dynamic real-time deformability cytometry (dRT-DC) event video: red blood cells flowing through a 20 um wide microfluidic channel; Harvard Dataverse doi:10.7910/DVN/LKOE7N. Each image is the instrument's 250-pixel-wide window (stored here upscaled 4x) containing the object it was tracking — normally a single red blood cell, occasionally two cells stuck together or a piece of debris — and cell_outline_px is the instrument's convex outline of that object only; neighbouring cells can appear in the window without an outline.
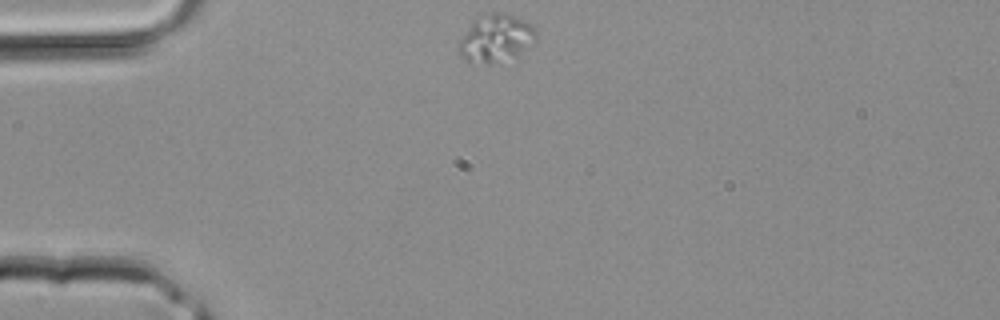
{"species": "common noctule bat (a hibernating species)", "species_latin": "Nyctalus noctula", "temperature_condition": "room temperature", "stored_images_in_passage": 31, "camera_frame_rate_fps": 3000, "um_per_image_px": 0.085, "animal": {"sex": "male", "body_mass_g": 20.4}, "frame": {"image": 1, "passage_image": 1, "time_ms": 0.0, "image_size_px": [1000, 320], "cell_outline_px": [[536, 40], [516, 56], [488, 64], [468, 64], [460, 56], [456, 44], [472, 20], [476, 16], [492, 12], [508, 12], [528, 24], [536, 32]], "centroid_in_image_um": [42.05, 3.26], "position_along_channel_um": 43.0, "area_um2": 21.79}}
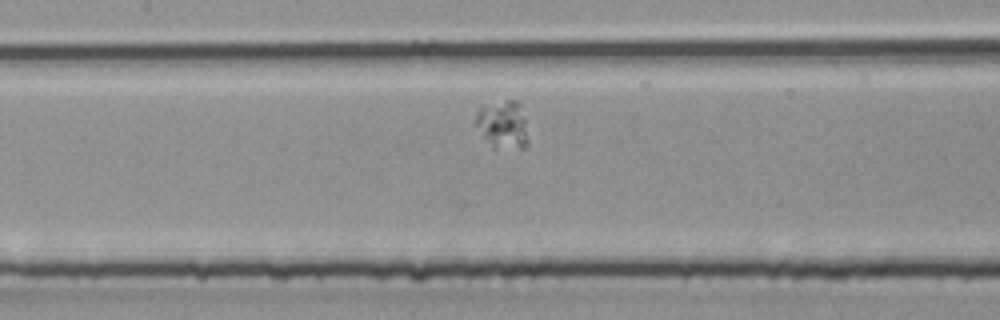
{"frame": {"image": 2, "passage_image": 10, "time_ms": 3.0, "image_size_px": [1000, 320], "cell_outline_px": [[528, 144], [524, 148], [520, 148], [492, 144], [472, 124], [476, 108], [508, 100], [516, 100], [520, 104], [524, 120], [528, 140]], "centroid_in_image_um": [42.69, 10.53], "position_along_channel_um": 164.7, "area_um2": 14.28}}
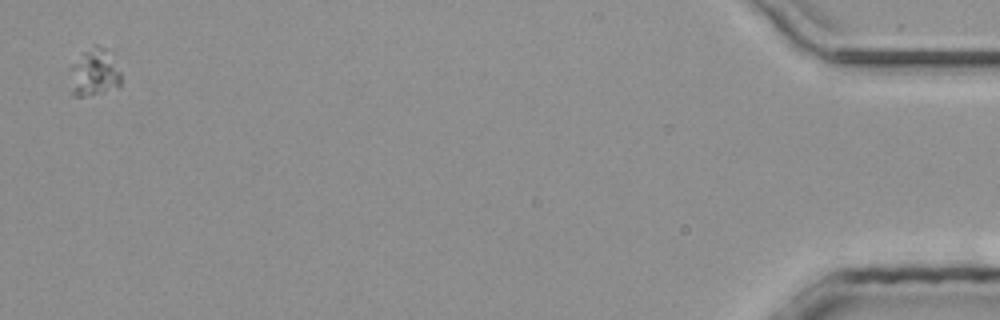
{"frame": {"image": 3, "passage_image": 31, "time_ms": 10.0, "image_size_px": [1000, 320], "cell_outline_px": [[120, 88], [104, 92], [84, 96], [72, 96], [68, 92], [68, 64], [84, 52], [96, 44], [104, 48], [120, 72]], "centroid_in_image_um": [7.89, 6.22], "position_along_channel_um": 427.3, "area_um2": 14.57}}